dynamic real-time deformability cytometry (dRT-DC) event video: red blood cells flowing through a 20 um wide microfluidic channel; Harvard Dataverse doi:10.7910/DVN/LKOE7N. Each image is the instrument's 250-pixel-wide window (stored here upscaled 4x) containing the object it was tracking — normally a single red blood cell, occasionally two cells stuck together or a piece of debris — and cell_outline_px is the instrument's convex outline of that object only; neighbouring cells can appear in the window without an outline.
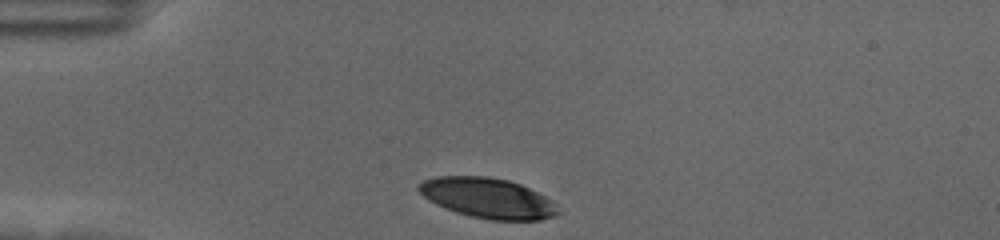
{"species": "human", "species_latin": "Homo sapiens", "temperature_condition": "cold", "stored_images_in_passage": 34, "camera_frame_rate_fps": 3000, "um_per_image_px": 0.085, "donor": {"sex": "female"}, "frame": {"image": 1, "passage_image": 1, "time_ms": 0.0, "image_size_px": [1000, 240], "cell_outline_px": [[560, 212], [556, 216], [540, 220], [488, 220], [456, 212], [444, 208], [428, 200], [416, 188], [416, 184], [424, 180], [436, 176], [488, 176], [508, 180], [520, 184], [552, 200]], "centroid_in_image_um": [41.44, 16.83], "position_along_channel_um": 43.6, "area_um2": 32.71}}
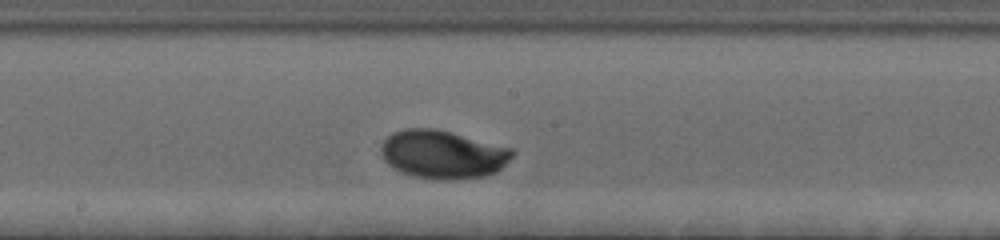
{"frame": {"image": 2, "passage_image": 18, "time_ms": 5.667, "image_size_px": [1000, 240], "cell_outline_px": [[516, 152], [496, 172], [488, 176], [452, 180], [444, 180], [412, 176], [400, 172], [392, 168], [384, 160], [380, 152], [380, 144], [392, 132], [404, 128], [436, 128], [452, 132], [512, 148]], "centroid_in_image_um": [37.6, 13.12], "position_along_channel_um": 210.6, "area_um2": 37.34}}
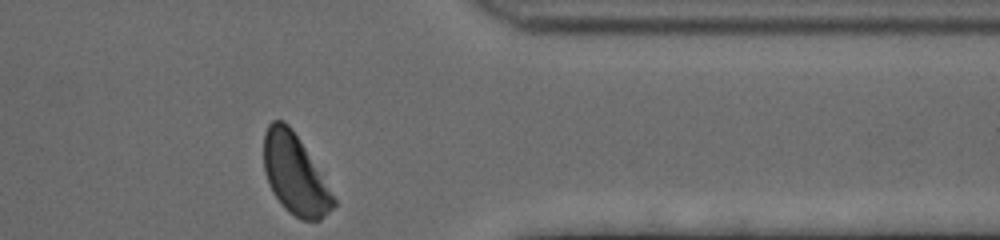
{"frame": {"image": 3, "passage_image": 34, "time_ms": 11.0, "image_size_px": [1000, 240], "cell_outline_px": [[336, 204], [320, 220], [300, 220], [288, 212], [280, 204], [272, 192], [268, 184], [264, 172], [264, 132], [268, 124], [272, 120], [284, 120], [292, 128], [300, 140], [336, 200]], "centroid_in_image_um": [25.03, 14.82], "position_along_channel_um": 386.4, "area_um2": 32.31}, "authors_computed_cell_mechanics": {"area_um2": 34.7667, "velocity_mm_per_s": 3.4804, "shape_relaxation_time_tau1_ms": 2.601, "shape_relaxation_time_tau2_ms": null, "deformation_change_tau1": 0.1473, "deformation_change_tau2": null}}